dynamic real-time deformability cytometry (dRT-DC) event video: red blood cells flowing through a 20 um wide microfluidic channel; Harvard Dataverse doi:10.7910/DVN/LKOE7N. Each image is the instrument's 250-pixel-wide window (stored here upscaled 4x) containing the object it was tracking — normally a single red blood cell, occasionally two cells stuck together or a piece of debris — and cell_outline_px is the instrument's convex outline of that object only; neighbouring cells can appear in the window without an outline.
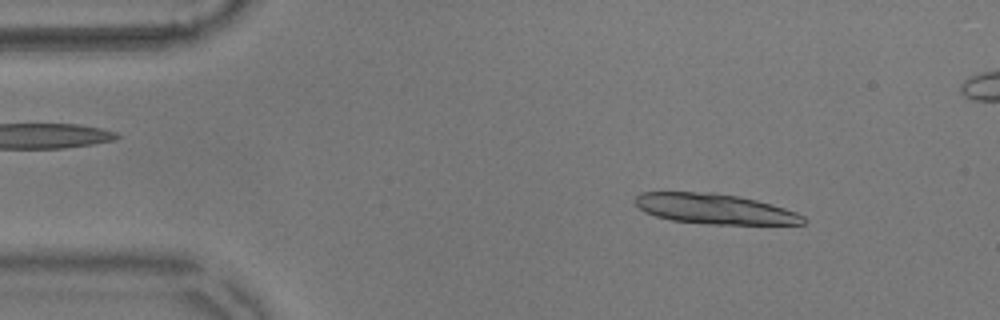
{"species": "common noctule bat (a hibernating species)", "species_latin": "Nyctalus noctula", "temperature_condition": "warm", "stored_images_in_passage": 55, "segment_of_instrument_passage": [1, 2], "camera_frame_rate_fps": 3000, "um_per_image_px": 0.085, "animal": {"sex": "male", "body_mass_g": 17.9}, "frame": {"image": 1, "passage_image": 6, "time_ms": 1.667, "image_size_px": [1000, 320], "cell_outline_px": [[808, 220], [804, 224], [712, 224], [672, 220], [656, 216], [644, 212], [632, 200], [640, 192], [712, 192], [736, 196], [756, 200], [772, 204], [796, 212], [804, 216]], "centroid_in_image_um": [60.74, 17.75], "position_along_channel_um": 24.3, "area_um2": 29.54}}